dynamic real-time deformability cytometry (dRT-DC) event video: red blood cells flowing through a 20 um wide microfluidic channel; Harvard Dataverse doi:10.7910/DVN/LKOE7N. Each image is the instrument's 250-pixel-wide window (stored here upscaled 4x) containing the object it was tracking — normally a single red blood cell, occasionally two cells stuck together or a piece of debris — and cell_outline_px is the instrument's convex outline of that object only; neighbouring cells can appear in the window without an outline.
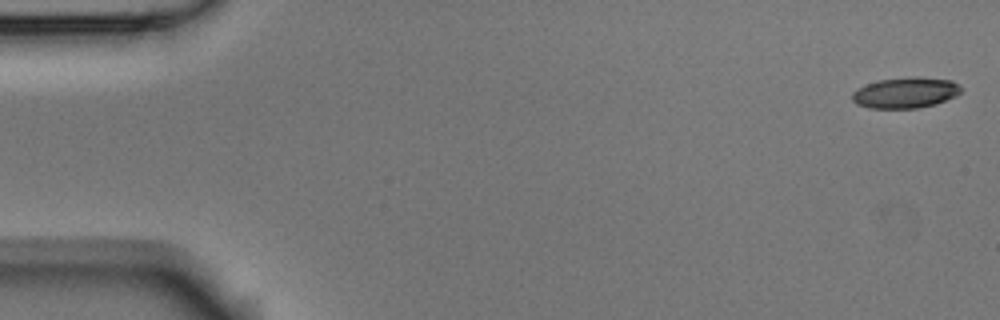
{"species": "Egyptian fruit bat (a non-hibernating species)", "species_latin": "Rousettus aegyptiacus", "temperature_condition": "room temperature", "stored_images_in_passage": 5, "camera_frame_rate_fps": 3000, "um_per_image_px": 0.085, "animal": {"sex": "male"}, "frame": {"image": 1, "passage_image": 1, "time_ms": 0.0, "image_size_px": [1000, 320], "cell_outline_px": [[960, 92], [956, 96], [936, 104], [916, 108], [868, 108], [856, 104], [852, 100], [852, 92], [856, 88], [880, 80], [912, 76], [916, 76], [952, 80], [960, 84]], "centroid_in_image_um": [76.96, 7.87], "position_along_channel_um": 8.0, "area_um2": 19.65}}
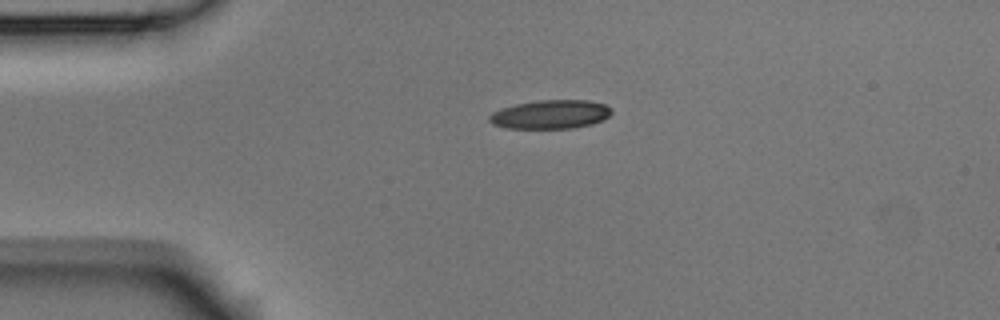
{"frame": {"image": 2, "passage_image": 4, "time_ms": 1.0, "image_size_px": [1000, 320], "cell_outline_px": [[612, 112], [604, 120], [592, 124], [572, 128], [504, 128], [492, 124], [488, 120], [488, 116], [492, 112], [516, 104], [540, 100], [588, 100], [604, 104], [612, 108]], "centroid_in_image_um": [46.8, 9.73], "position_along_channel_um": 38.2, "area_um2": 20.52}}